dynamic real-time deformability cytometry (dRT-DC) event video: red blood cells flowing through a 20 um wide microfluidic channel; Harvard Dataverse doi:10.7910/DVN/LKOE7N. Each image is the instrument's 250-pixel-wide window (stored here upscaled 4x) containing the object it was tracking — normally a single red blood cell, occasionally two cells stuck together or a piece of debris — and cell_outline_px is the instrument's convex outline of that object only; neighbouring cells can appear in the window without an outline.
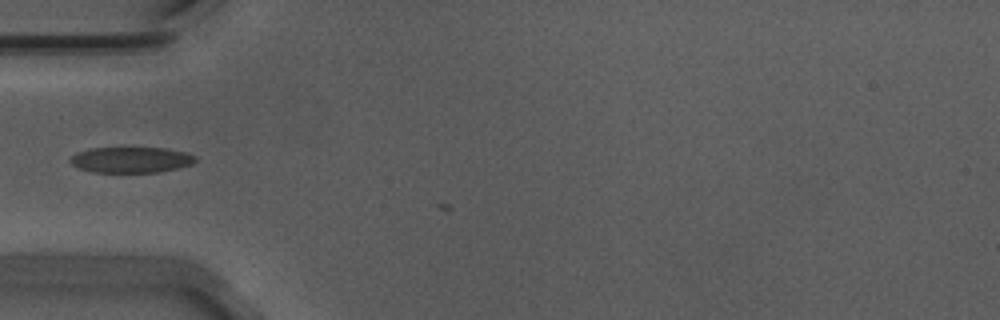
{"species": "Egyptian fruit bat (a non-hibernating species)", "species_latin": "Rousettus aegyptiacus", "temperature_condition": "warm", "stored_images_in_passage": 3, "camera_frame_rate_fps": 3000, "um_per_image_px": 0.085, "animal": {"sex": "male"}, "frame": {"image": 1, "passage_image": 2, "time_ms": 0.333, "image_size_px": [1000, 320], "cell_outline_px": [[196, 160], [192, 164], [176, 168], [156, 172], [92, 172], [80, 168], [72, 164], [68, 160], [76, 152], [92, 148], [164, 148], [184, 152], [196, 156]], "centroid_in_image_um": [11.11, 13.58], "position_along_channel_um": 73.9, "area_um2": 18.61}}